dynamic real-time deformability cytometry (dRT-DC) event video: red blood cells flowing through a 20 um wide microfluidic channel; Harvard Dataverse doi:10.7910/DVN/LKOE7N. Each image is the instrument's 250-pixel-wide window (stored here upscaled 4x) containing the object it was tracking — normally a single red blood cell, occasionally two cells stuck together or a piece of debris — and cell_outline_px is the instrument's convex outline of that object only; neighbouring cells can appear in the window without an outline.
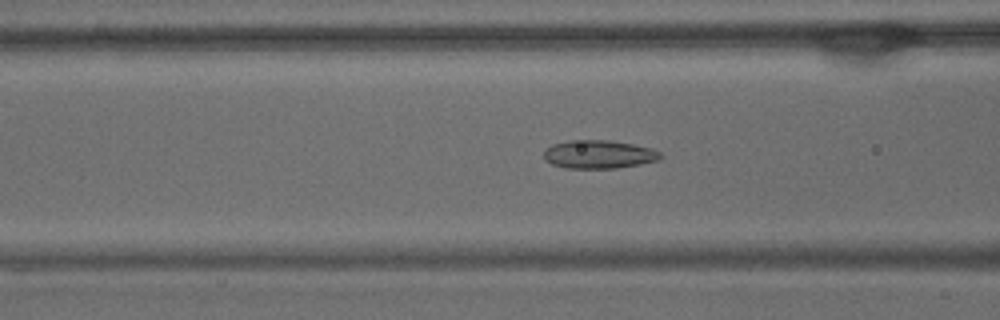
{"species": "common noctule bat (a hibernating species)", "species_latin": "Nyctalus noctula", "temperature_condition": "warm", "stored_images_in_passage": 49, "camera_frame_rate_fps": 3000, "um_per_image_px": 0.085, "animal": {"sex": "male", "body_mass_g": 15.6}, "frame": {"image": 1, "passage_image": 16, "time_ms": 5.0, "image_size_px": [1000, 320], "cell_outline_px": [[664, 156], [660, 160], [640, 164], [616, 168], [564, 168], [552, 164], [544, 160], [544, 152], [552, 144], [568, 140], [608, 140], [632, 144], [652, 148], [660, 152]], "centroid_in_image_um": [50.91, 13.12], "position_along_channel_um": 115.7, "area_um2": 19.36}}
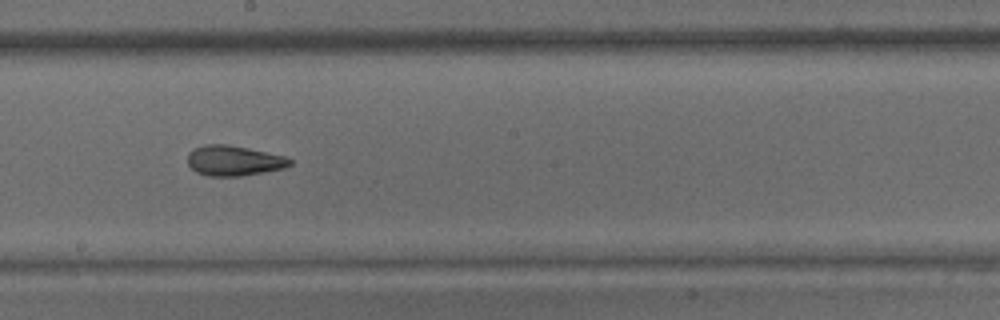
{"frame": {"image": 2, "passage_image": 25, "time_ms": 8.0, "image_size_px": [1000, 320], "cell_outline_px": [[292, 164], [284, 168], [264, 172], [240, 176], [208, 176], [196, 172], [188, 164], [188, 152], [192, 148], [204, 144], [228, 144], [248, 148], [284, 156], [292, 160]], "centroid_in_image_um": [19.85, 13.65], "position_along_channel_um": 228.4, "area_um2": 18.09}}
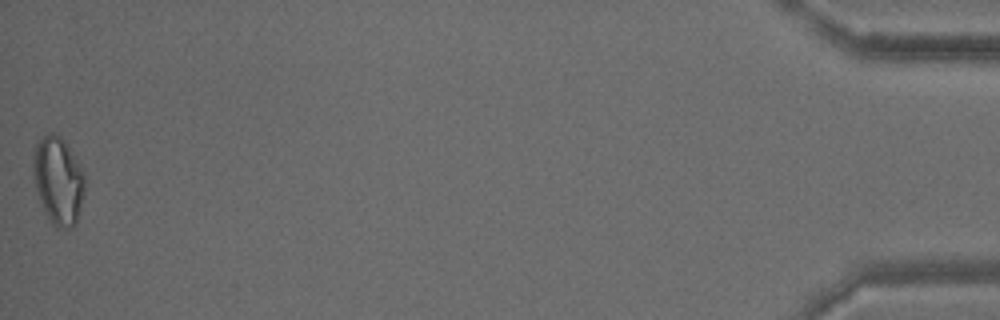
{"frame": {"image": 3, "passage_image": 49, "time_ms": 16.0, "image_size_px": [1000, 320], "cell_outline_px": [[84, 192], [80, 208], [76, 220], [72, 228], [56, 228], [52, 224], [40, 200], [36, 188], [36, 144], [48, 132], [56, 132], [64, 140], [80, 164], [84, 172]], "centroid_in_image_um": [5.01, 15.35], "position_along_channel_um": 430.2, "area_um2": 25.43}, "authors_computed_cell_mechanics": {"area_um2": 19.7098, "velocity_mm_per_s": 3.7559, "shape_relaxation_time_tau1_ms": null, "shape_relaxation_time_tau2_ms": 2.1087, "deformation_change_tau1": null, "deformation_change_tau2": 0.0972}}